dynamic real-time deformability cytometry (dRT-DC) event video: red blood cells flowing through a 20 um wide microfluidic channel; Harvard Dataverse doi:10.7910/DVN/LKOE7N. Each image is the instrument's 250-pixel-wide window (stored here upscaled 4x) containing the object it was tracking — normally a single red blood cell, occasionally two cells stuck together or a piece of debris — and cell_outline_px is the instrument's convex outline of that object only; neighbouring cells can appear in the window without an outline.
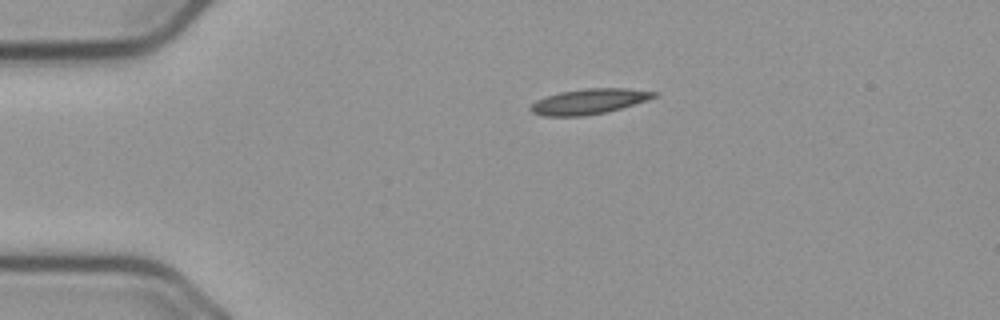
{"species": "common noctule bat (a hibernating species)", "species_latin": "Nyctalus noctula", "temperature_condition": "cold", "stored_images_in_passage": 45, "camera_frame_rate_fps": 3000, "um_per_image_px": 0.085, "animal": {"sex": "male", "body_mass_g": 23.1, "forearm_length_mm": 52.7}, "frame": {"image": 1, "passage_image": 1, "time_ms": 0.0, "image_size_px": [1000, 320], "cell_outline_px": [[660, 92], [656, 96], [648, 100], [608, 112], [584, 116], [544, 116], [532, 112], [528, 108], [536, 100], [544, 96], [560, 92], [584, 88], [628, 88]], "centroid_in_image_um": [50.08, 8.62], "position_along_channel_um": 34.9, "area_um2": 18.44}}
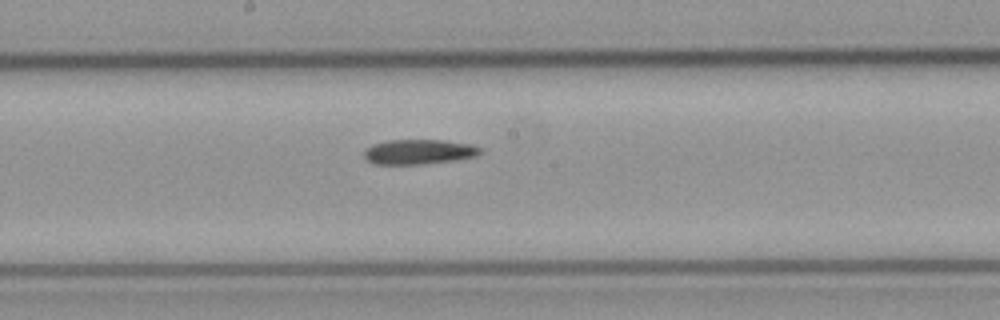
{"frame": {"image": 2, "passage_image": 19, "time_ms": 6.0, "image_size_px": [1000, 320], "cell_outline_px": [[484, 152], [476, 156], [456, 160], [420, 164], [372, 164], [364, 156], [364, 152], [372, 144], [388, 140], [444, 140], [472, 144], [480, 148]], "centroid_in_image_um": [35.63, 12.9], "position_along_channel_um": 212.6, "area_um2": 16.88}}
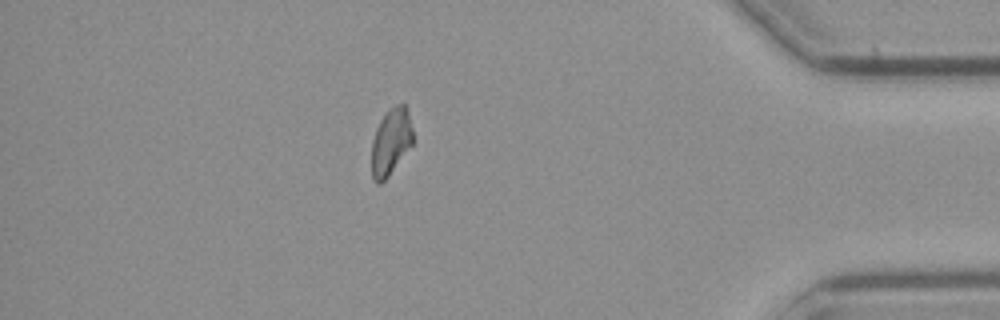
{"frame": {"image": 3, "passage_image": 38, "time_ms": 12.333, "image_size_px": [1000, 320], "cell_outline_px": [[412, 144], [388, 176], [380, 184], [376, 184], [372, 180], [372, 140], [376, 128], [380, 120], [388, 108], [396, 104], [404, 104], [408, 108], [412, 128]], "centroid_in_image_um": [33.21, 12.02], "position_along_channel_um": 402.0, "area_um2": 16.07}}